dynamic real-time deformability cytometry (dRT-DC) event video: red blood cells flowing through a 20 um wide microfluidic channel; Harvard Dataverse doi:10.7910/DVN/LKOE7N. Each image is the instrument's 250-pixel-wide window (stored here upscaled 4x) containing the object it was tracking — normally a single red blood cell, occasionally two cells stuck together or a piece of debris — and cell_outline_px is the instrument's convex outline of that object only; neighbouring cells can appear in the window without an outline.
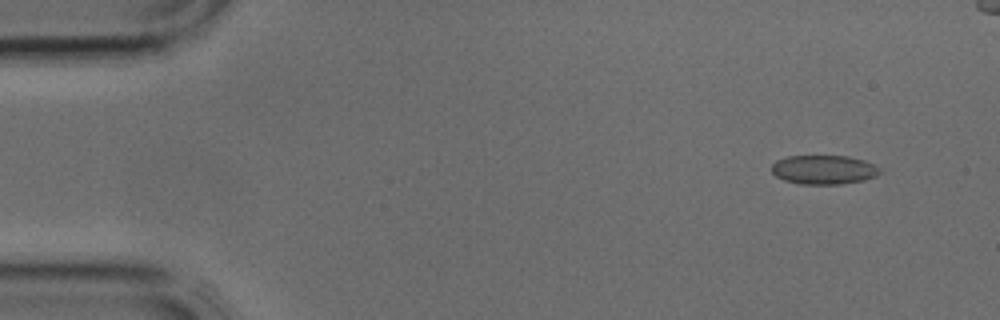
{"species": "common noctule bat (a hibernating species)", "species_latin": "Nyctalus noctula", "temperature_condition": "cold", "stored_images_in_passage": 4, "camera_frame_rate_fps": 3000, "um_per_image_px": 0.085, "animal": {"sex": "male", "body_mass_g": 17.9, "forearm_length_mm": 54.2}, "frame": {"image": 1, "passage_image": 1, "time_ms": 0.0, "image_size_px": [1000, 320], "cell_outline_px": [[880, 172], [876, 176], [864, 180], [840, 184], [800, 184], [784, 180], [776, 176], [772, 172], [772, 164], [776, 160], [788, 156], [848, 156], [864, 160], [876, 164], [880, 168]], "centroid_in_image_um": [70.04, 14.42], "position_along_channel_um": 15.0, "area_um2": 18.44}}
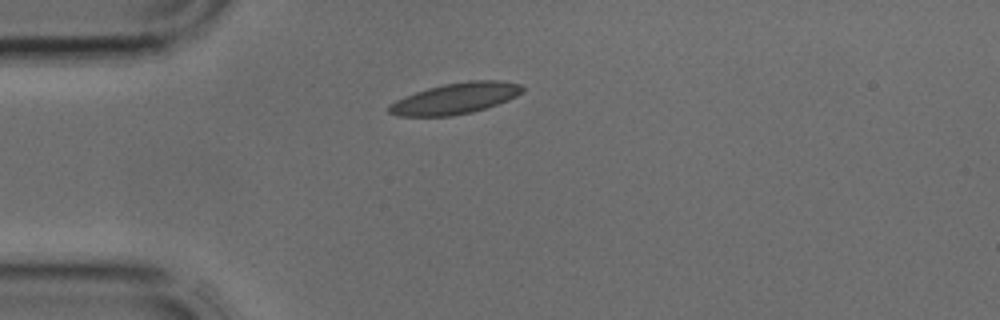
{"frame": {"image": 2, "passage_image": 4, "time_ms": 1.0, "image_size_px": [1000, 320], "cell_outline_px": [[524, 92], [508, 100], [472, 112], [452, 116], [396, 116], [388, 112], [388, 108], [396, 100], [404, 96], [428, 88], [444, 84], [468, 80], [496, 80], [520, 84], [524, 88]], "centroid_in_image_um": [38.71, 8.36], "position_along_channel_um": 46.3, "area_um2": 23.99}}